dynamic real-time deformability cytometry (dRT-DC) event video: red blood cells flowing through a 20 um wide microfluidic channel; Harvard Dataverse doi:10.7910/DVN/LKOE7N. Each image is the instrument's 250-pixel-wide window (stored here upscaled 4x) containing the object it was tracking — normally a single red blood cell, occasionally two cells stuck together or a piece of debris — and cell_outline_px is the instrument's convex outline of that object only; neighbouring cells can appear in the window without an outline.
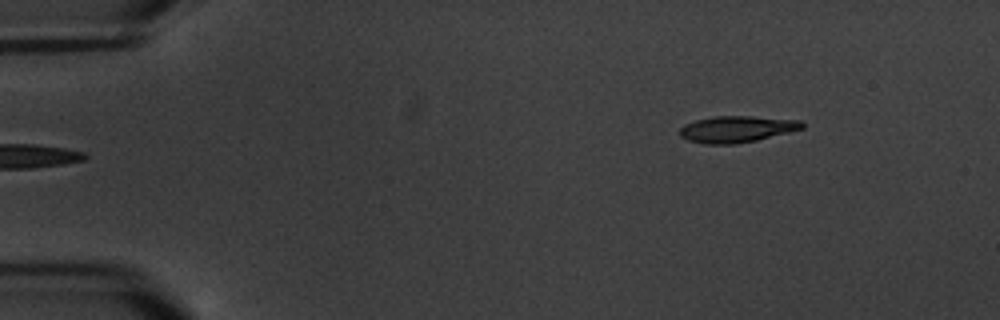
{"species": "common noctule bat (a hibernating species)", "species_latin": "Nyctalus noctula", "temperature_condition": "warm", "stored_images_in_passage": 7, "segment_of_instrument_passage": [2, 2], "camera_frame_rate_fps": 3000, "um_per_image_px": 0.085, "animal": {"sex": "male", "body_mass_g": 20.1, "forearm_length_mm": 53.5}, "frame": {"image": 1, "passage_image": 7, "time_ms": 7.0, "image_size_px": [1000, 320], "cell_outline_px": [[804, 128], [756, 140], [736, 144], [704, 144], [688, 140], [680, 136], [680, 128], [684, 124], [696, 120], [712, 116], [752, 116], [804, 120]], "centroid_in_image_um": [62.63, 10.97], "position_along_channel_um": 22.4, "area_um2": 18.96}}